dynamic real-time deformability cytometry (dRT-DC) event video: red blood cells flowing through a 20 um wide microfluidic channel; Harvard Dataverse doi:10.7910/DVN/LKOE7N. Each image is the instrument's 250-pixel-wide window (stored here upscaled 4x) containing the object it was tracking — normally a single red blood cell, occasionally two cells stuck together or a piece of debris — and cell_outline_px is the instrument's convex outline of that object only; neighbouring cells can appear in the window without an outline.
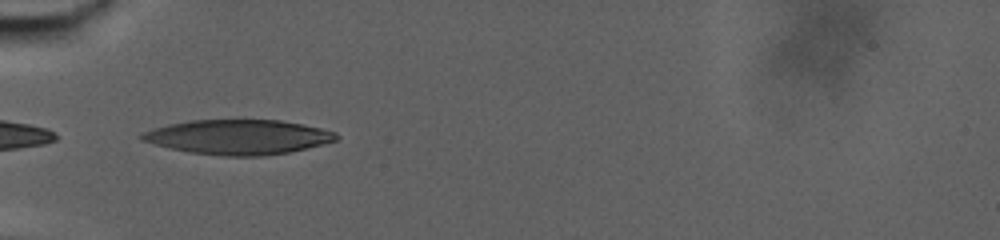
{"species": "human", "species_latin": "Homo sapiens", "temperature_condition": "warm", "stored_images_in_passage": 49, "camera_frame_rate_fps": 3000, "um_per_image_px": 0.085, "donor": {"sex": "male"}, "frame": {"image": 1, "passage_image": 1, "time_ms": 0.0, "image_size_px": [1000, 240], "cell_outline_px": [[340, 136], [336, 140], [308, 148], [288, 152], [260, 156], [224, 156], [188, 152], [140, 140], [140, 132], [152, 128], [168, 124], [188, 120], [280, 120], [320, 128], [336, 132]], "centroid_in_image_um": [20.22, 11.64], "position_along_channel_um": 64.8, "area_um2": 39.25}}
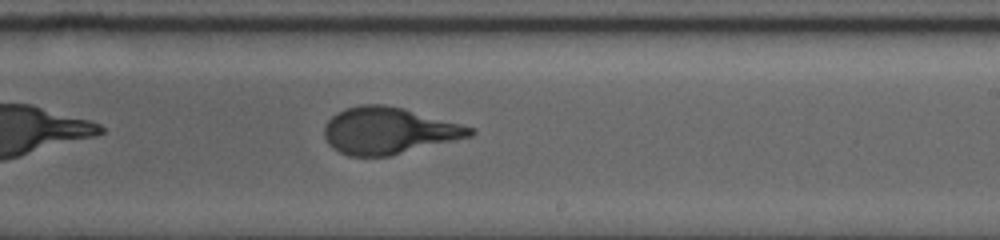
{"frame": {"image": 2, "passage_image": 22, "time_ms": 7.0, "image_size_px": [1000, 240], "cell_outline_px": [[476, 132], [472, 136], [388, 156], [348, 156], [332, 148], [328, 144], [324, 136], [324, 124], [336, 112], [344, 108], [360, 104], [384, 104], [404, 108], [472, 128]], "centroid_in_image_um": [32.96, 11.1], "position_along_channel_um": 256.0, "area_um2": 39.48}}
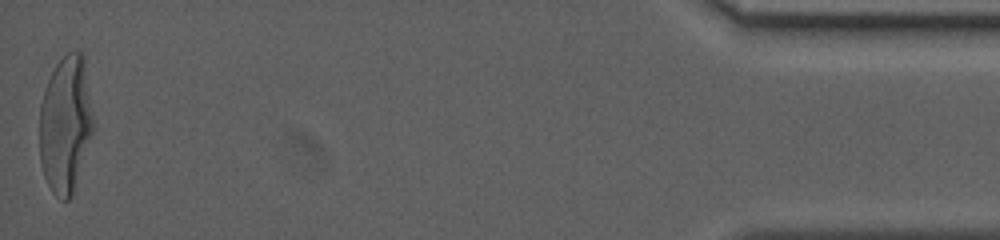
{"frame": {"image": 3, "passage_image": 49, "time_ms": 16.0, "image_size_px": [1000, 240], "cell_outline_px": [[92, 132], [72, 196], [68, 200], [64, 200], [56, 196], [52, 192], [44, 176], [40, 160], [40, 104], [48, 80], [56, 64], [68, 52], [84, 52], [92, 116]], "centroid_in_image_um": [5.55, 10.56], "position_along_channel_um": 429.6, "area_um2": 42.37}, "authors_computed_cell_mechanics": {"area_um2": 39.9976, "velocity_mm_per_s": 2.828, "shape_relaxation_time_tau1_ms": 6.0212, "shape_relaxation_time_tau2_ms": null, "deformation_change_tau1": 0.26, "deformation_change_tau2": null}}